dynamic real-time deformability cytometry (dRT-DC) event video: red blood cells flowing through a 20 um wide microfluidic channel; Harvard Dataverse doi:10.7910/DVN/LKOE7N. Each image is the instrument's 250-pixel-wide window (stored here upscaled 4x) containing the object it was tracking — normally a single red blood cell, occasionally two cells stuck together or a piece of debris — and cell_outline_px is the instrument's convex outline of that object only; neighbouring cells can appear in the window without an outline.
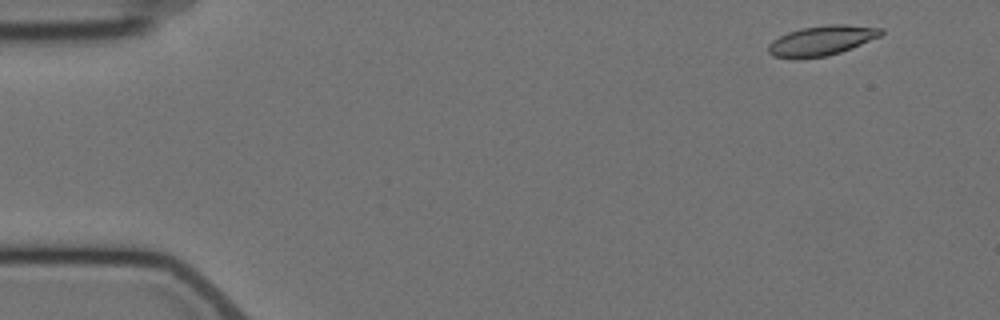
{"species": "Egyptian fruit bat (a non-hibernating species)", "species_latin": "Rousettus aegyptiacus", "temperature_condition": "cold", "stored_images_in_passage": 4, "camera_frame_rate_fps": 3000, "um_per_image_px": 0.085, "animal": {"sex": "female"}, "frame": {"image": 1, "passage_image": 1, "time_ms": 0.0, "image_size_px": [1000, 320], "cell_outline_px": [[884, 32], [880, 36], [852, 48], [828, 56], [772, 56], [768, 52], [768, 44], [772, 40], [788, 32], [800, 28], [828, 24], [844, 24], [884, 28]], "centroid_in_image_um": [69.89, 3.4], "position_along_channel_um": 15.1, "area_um2": 19.19}}
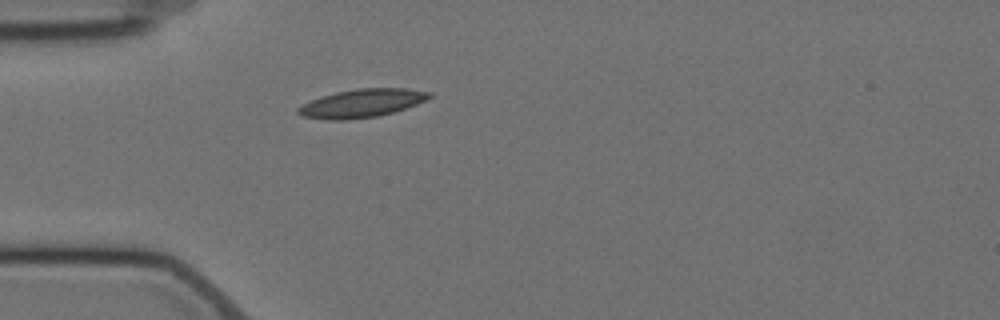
{"frame": {"image": 2, "passage_image": 4, "time_ms": 4.0, "image_size_px": [1000, 320], "cell_outline_px": [[432, 96], [416, 104], [380, 116], [348, 120], [328, 120], [300, 116], [296, 112], [296, 108], [312, 100], [336, 92], [360, 88], [404, 88], [432, 92]], "centroid_in_image_um": [30.73, 8.79], "position_along_channel_um": 54.3, "area_um2": 21.5}}